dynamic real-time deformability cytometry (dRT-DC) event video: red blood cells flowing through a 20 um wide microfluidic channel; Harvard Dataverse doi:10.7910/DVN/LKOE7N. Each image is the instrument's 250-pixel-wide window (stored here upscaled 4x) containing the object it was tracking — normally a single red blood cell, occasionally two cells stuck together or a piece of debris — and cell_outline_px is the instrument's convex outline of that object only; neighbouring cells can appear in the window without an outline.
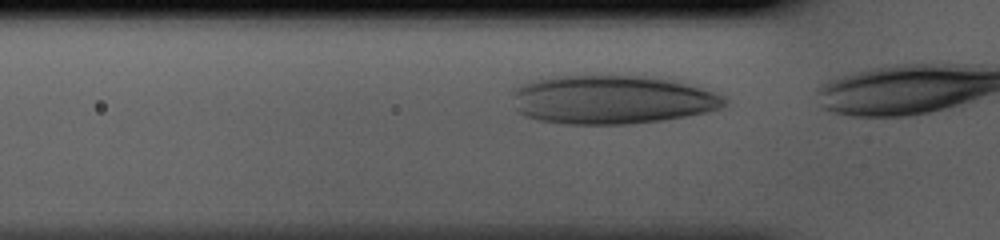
{"species": "human", "species_latin": "Homo sapiens", "temperature_condition": "cold", "stored_images_in_passage": 8, "camera_frame_rate_fps": 3000, "um_per_image_px": 0.085, "donor": {"sex": "male"}, "frame": {"image": 1, "passage_image": 6, "time_ms": 1.667, "image_size_px": [1000, 240], "cell_outline_px": [[728, 100], [720, 108], [704, 112], [684, 116], [660, 120], [628, 124], [564, 124], [540, 120], [524, 116], [516, 108], [512, 92], [520, 84], [532, 80], [548, 76], [644, 76], [672, 80], [700, 88], [724, 96]], "centroid_in_image_um": [51.95, 8.47], "position_along_channel_um": 73.9, "area_um2": 59.88}}